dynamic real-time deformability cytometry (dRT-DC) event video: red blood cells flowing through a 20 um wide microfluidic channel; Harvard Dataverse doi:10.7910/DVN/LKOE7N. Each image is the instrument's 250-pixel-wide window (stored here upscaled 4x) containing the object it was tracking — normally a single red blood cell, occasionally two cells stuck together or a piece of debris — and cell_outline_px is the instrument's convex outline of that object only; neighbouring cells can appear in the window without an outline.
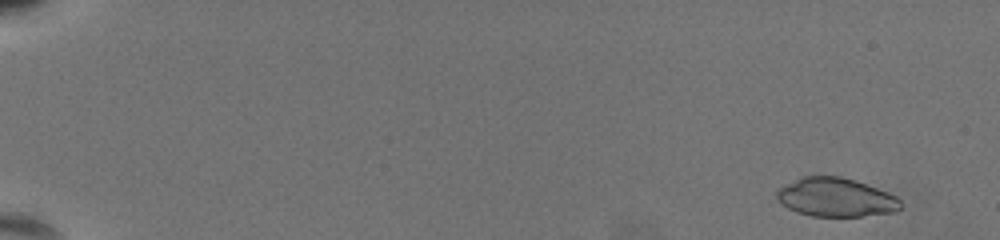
{"species": "common noctule bat (a hibernating species)", "species_latin": "Nyctalus noctula", "temperature_condition": "warm", "stored_images_in_passage": 61, "segment_of_instrument_passage": [1, 2], "camera_frame_rate_fps": 3000, "um_per_image_px": 0.085, "animal": {"sex": "female", "body_mass_g": 19.5, "forearm_length_mm": 54.1}, "frame": {"image": 1, "passage_image": 5, "time_ms": 1.333, "image_size_px": [1000, 240], "cell_outline_px": [[900, 208], [892, 212], [864, 216], [812, 216], [796, 212], [780, 204], [776, 196], [776, 188], [784, 184], [804, 176], [840, 176], [856, 180], [896, 196], [900, 200]], "centroid_in_image_um": [70.98, 16.77], "position_along_channel_um": 14.0, "area_um2": 27.98}}
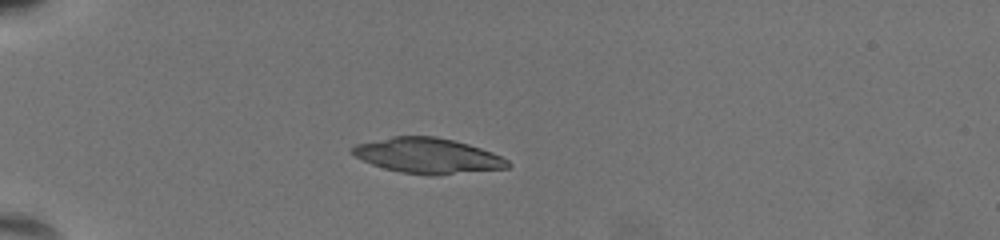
{"frame": {"image": 2, "passage_image": 20, "time_ms": 6.333, "image_size_px": [1000, 240], "cell_outline_px": [[512, 164], [508, 168], [436, 176], [428, 176], [400, 172], [384, 168], [372, 164], [356, 156], [348, 148], [356, 144], [396, 136], [432, 136], [452, 140], [468, 144], [492, 152], [508, 160]], "centroid_in_image_um": [36.38, 13.25], "position_along_channel_um": 48.6, "area_um2": 31.96}}